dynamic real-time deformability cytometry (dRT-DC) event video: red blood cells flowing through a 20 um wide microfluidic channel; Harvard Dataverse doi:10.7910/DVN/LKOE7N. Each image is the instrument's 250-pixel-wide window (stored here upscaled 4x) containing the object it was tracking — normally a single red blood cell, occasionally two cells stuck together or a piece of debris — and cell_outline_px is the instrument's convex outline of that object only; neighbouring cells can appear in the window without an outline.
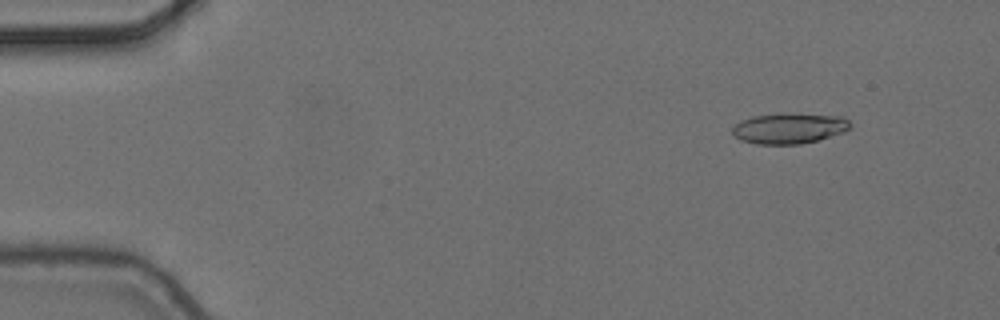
{"species": "common noctule bat (a hibernating species)", "species_latin": "Nyctalus noctula", "temperature_condition": "cold", "stored_images_in_passage": 4, "camera_frame_rate_fps": 3000, "um_per_image_px": 0.085, "animal": {"sex": "female", "body_mass_g": 24.6, "forearm_length_mm": 56.2}, "frame": {"image": 1, "passage_image": 1, "time_ms": 0.0, "image_size_px": [1000, 320], "cell_outline_px": [[852, 128], [844, 132], [816, 140], [800, 144], [756, 144], [740, 140], [732, 132], [732, 128], [740, 120], [752, 116], [784, 112], [792, 112], [844, 116], [852, 124]], "centroid_in_image_um": [67.11, 10.87], "position_along_channel_um": 17.9, "area_um2": 21.5}}
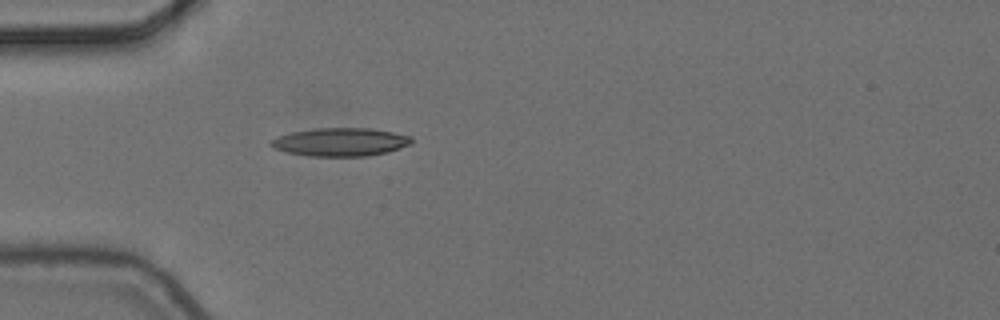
{"frame": {"image": 2, "passage_image": 4, "time_ms": 1.0, "image_size_px": [1000, 320], "cell_outline_px": [[412, 144], [388, 152], [368, 156], [308, 156], [288, 152], [272, 148], [268, 144], [276, 136], [292, 132], [316, 128], [372, 128], [412, 136]], "centroid_in_image_um": [28.94, 12.07], "position_along_channel_um": 56.1, "area_um2": 23.29}}